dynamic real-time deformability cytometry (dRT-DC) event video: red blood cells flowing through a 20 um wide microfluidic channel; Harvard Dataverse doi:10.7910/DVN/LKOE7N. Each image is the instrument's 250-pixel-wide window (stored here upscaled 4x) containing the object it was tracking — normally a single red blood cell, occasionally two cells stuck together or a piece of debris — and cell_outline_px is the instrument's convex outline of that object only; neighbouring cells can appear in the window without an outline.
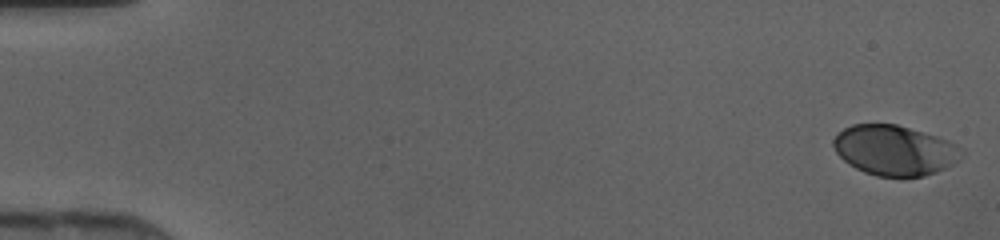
{"species": "human", "species_latin": "Homo sapiens", "temperature_condition": "cold", "stored_images_in_passage": 46, "camera_frame_rate_fps": 3000, "um_per_image_px": 0.085, "donor": {"sex": "female"}, "frame": {"image": 1, "passage_image": 1, "time_ms": 0.0, "image_size_px": [1000, 240], "cell_outline_px": [[964, 152], [952, 164], [936, 172], [924, 176], [876, 176], [864, 172], [848, 164], [836, 152], [832, 144], [832, 140], [844, 128], [852, 124], [896, 124], [924, 132], [948, 140]], "centroid_in_image_um": [76.0, 12.77], "position_along_channel_um": 9.0, "area_um2": 37.05}}
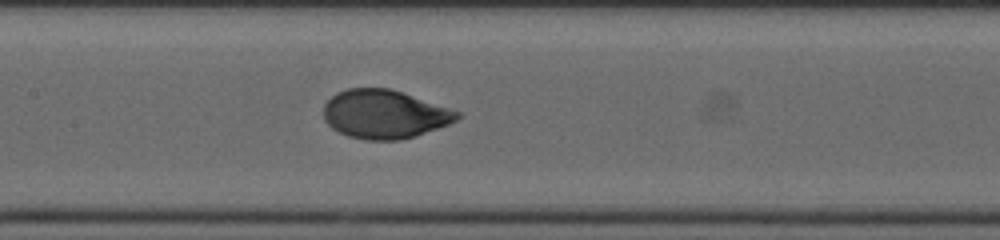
{"frame": {"image": 2, "passage_image": 23, "time_ms": 7.333, "image_size_px": [1000, 240], "cell_outline_px": [[460, 116], [456, 120], [448, 124], [416, 136], [400, 140], [368, 140], [348, 136], [332, 128], [324, 120], [324, 104], [336, 92], [348, 88], [388, 88], [460, 112]], "centroid_in_image_um": [32.64, 9.71], "position_along_channel_um": 174.8, "area_um2": 37.45}}
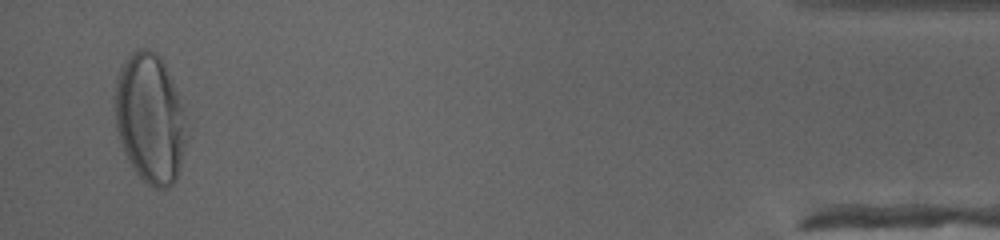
{"frame": {"image": 3, "passage_image": 45, "time_ms": 14.667, "image_size_px": [1000, 240], "cell_outline_px": [[184, 148], [176, 180], [168, 188], [152, 188], [132, 168], [124, 152], [116, 128], [112, 96], [116, 80], [120, 68], [124, 60], [136, 48], [148, 48], [156, 52], [160, 56], [164, 64], [176, 92], [184, 116]], "centroid_in_image_um": [12.68, 10.04], "position_along_channel_um": 422.5, "area_um2": 53.81}}